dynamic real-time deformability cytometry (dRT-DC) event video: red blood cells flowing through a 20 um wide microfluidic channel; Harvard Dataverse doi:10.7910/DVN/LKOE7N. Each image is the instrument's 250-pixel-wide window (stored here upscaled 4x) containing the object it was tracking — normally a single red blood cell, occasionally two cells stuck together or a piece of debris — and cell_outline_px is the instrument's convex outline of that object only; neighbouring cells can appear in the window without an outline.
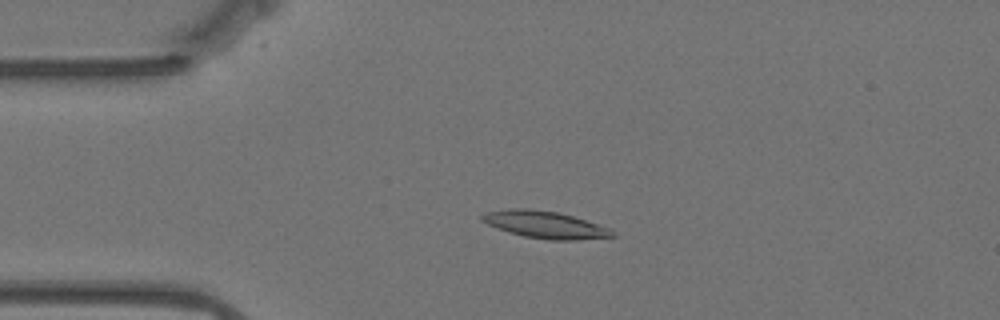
{"species": "Egyptian fruit bat (a non-hibernating species)", "species_latin": "Rousettus aegyptiacus", "temperature_condition": "warm", "stored_images_in_passage": 17, "camera_frame_rate_fps": 3000, "um_per_image_px": 0.085, "animal": {"sex": "female"}, "frame": {"image": 1, "passage_image": 12, "time_ms": 3.667, "image_size_px": [1000, 320], "cell_outline_px": [[616, 236], [576, 240], [548, 240], [524, 236], [508, 232], [496, 228], [480, 220], [480, 216], [484, 212], [508, 208], [528, 208], [556, 212], [572, 216], [612, 228], [616, 232]], "centroid_in_image_um": [46.32, 19.1], "position_along_channel_um": 38.7, "area_um2": 20.81}}